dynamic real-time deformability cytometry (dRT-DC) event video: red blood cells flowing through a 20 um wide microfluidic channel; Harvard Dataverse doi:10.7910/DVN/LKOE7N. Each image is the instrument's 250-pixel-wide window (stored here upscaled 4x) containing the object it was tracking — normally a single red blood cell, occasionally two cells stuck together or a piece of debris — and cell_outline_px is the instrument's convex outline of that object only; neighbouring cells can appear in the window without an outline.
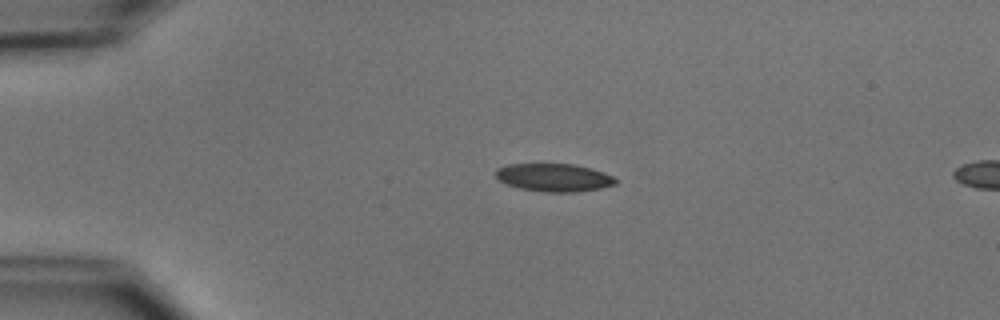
{"species": "common noctule bat (a hibernating species)", "species_latin": "Nyctalus noctula", "temperature_condition": "cold", "stored_images_in_passage": 16, "camera_frame_rate_fps": 3000, "um_per_image_px": 0.085, "animal": {"sex": "male", "body_mass_g": 15.6}, "frame": {"image": 1, "passage_image": 12, "time_ms": 3.667, "image_size_px": [1000, 320], "cell_outline_px": [[620, 180], [616, 184], [600, 188], [572, 192], [544, 192], [520, 188], [508, 184], [500, 180], [496, 176], [496, 168], [508, 164], [572, 164], [592, 168], [604, 172]], "centroid_in_image_um": [47.12, 15.08], "position_along_channel_um": 37.9, "area_um2": 19.48}}